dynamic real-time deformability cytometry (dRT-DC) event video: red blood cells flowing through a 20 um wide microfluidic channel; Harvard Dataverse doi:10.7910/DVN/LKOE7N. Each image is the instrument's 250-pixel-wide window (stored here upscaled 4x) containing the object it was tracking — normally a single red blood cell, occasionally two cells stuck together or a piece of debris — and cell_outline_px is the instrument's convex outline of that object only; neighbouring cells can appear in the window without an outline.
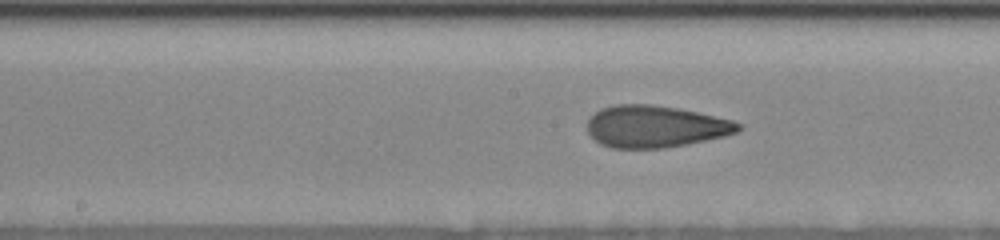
{"species": "human", "species_latin": "Homo sapiens", "temperature_condition": "cold", "stored_images_in_passage": 12, "camera_frame_rate_fps": 3000, "um_per_image_px": 0.085, "donor": {"sex": "female"}, "frame": {"image": 1, "passage_image": 10, "time_ms": 4.0, "image_size_px": [1000, 240], "cell_outline_px": [[740, 128], [736, 132], [724, 136], [664, 148], [612, 148], [600, 144], [588, 132], [588, 120], [600, 108], [616, 104], [652, 104], [676, 108], [696, 112], [732, 120], [740, 124]], "centroid_in_image_um": [55.66, 10.75], "position_along_channel_um": 192.5, "area_um2": 36.47}}